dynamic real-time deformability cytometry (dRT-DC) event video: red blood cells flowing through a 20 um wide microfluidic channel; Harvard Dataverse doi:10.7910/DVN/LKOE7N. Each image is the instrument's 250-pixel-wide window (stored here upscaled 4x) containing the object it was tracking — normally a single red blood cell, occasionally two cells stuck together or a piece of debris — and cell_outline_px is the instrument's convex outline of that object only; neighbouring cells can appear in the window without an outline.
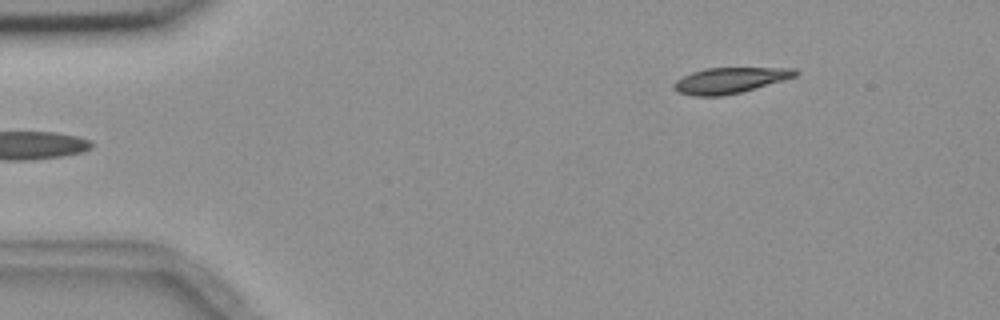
{"species": "common noctule bat (a hibernating species)", "species_latin": "Nyctalus noctula", "temperature_condition": "room temperature", "stored_images_in_passage": 6, "segment_of_instrument_passage": [2, 2], "camera_frame_rate_fps": 3000, "um_per_image_px": 0.085, "animal": {"sex": "female", "body_mass_g": 18.4}, "frame": {"image": 1, "passage_image": 6, "time_ms": 6.0, "image_size_px": [1000, 320], "cell_outline_px": [[800, 72], [796, 76], [784, 80], [740, 92], [724, 96], [692, 96], [676, 92], [672, 88], [672, 84], [676, 80], [692, 72], [704, 68], [796, 68]], "centroid_in_image_um": [62.01, 6.83], "position_along_channel_um": 23.0, "area_um2": 18.32}}